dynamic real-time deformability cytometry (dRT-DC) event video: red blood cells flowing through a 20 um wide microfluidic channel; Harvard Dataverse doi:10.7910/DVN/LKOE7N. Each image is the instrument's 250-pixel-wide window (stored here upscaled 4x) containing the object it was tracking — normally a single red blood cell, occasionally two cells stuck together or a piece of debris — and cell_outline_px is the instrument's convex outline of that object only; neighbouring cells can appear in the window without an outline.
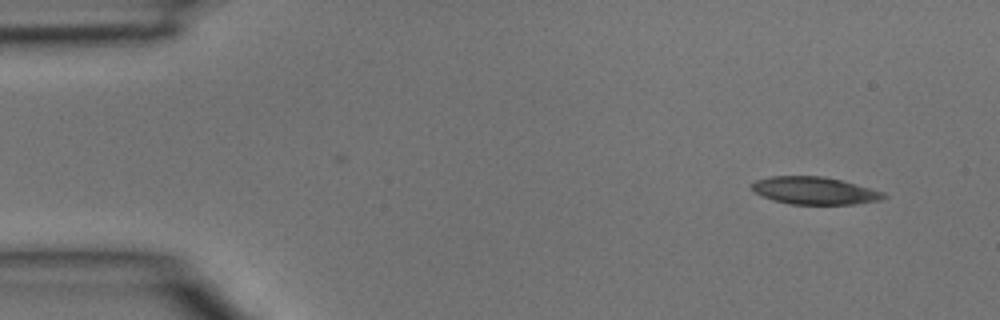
{"species": "common noctule bat (a hibernating species)", "species_latin": "Nyctalus noctula", "temperature_condition": "room temperature", "stored_images_in_passage": 4, "camera_frame_rate_fps": 3000, "um_per_image_px": 0.085, "animal": {"sex": "male", "body_mass_g": 15.6}, "frame": {"image": 1, "passage_image": 1, "time_ms": 0.0, "image_size_px": [1000, 320], "cell_outline_px": [[888, 196], [884, 200], [856, 204], [788, 204], [764, 196], [756, 192], [752, 188], [752, 184], [756, 180], [772, 176], [824, 176], [844, 180], [884, 192]], "centroid_in_image_um": [69.33, 16.2], "position_along_channel_um": 15.7, "area_um2": 21.15}}
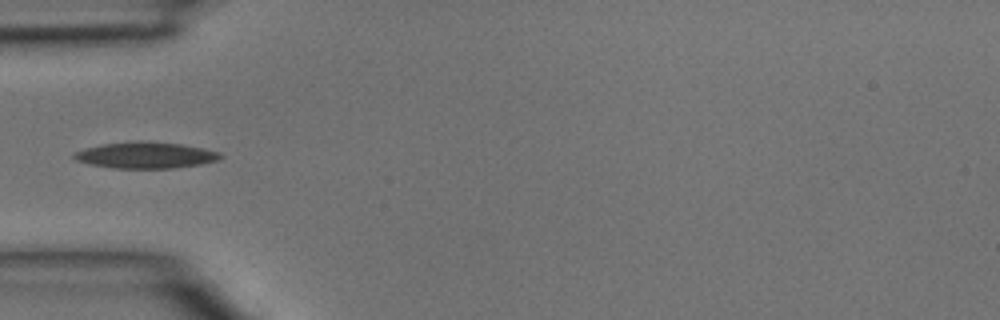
{"frame": {"image": 2, "passage_image": 4, "time_ms": 1.0, "image_size_px": [1000, 320], "cell_outline_px": [[224, 156], [216, 160], [200, 164], [176, 168], [112, 168], [88, 164], [76, 160], [72, 156], [72, 152], [84, 148], [104, 144], [136, 140], [140, 140], [180, 144], [200, 148], [216, 152]], "centroid_in_image_um": [12.29, 13.19], "position_along_channel_um": 72.7, "area_um2": 22.37}}